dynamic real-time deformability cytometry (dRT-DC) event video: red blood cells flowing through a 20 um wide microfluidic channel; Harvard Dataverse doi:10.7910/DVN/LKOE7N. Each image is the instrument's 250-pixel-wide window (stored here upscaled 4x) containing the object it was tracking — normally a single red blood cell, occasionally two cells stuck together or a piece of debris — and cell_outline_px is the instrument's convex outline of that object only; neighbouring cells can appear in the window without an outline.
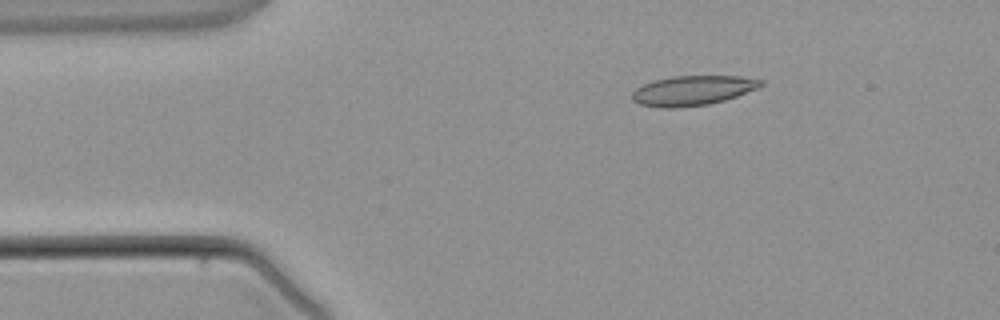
{"species": "common noctule bat (a hibernating species)", "species_latin": "Nyctalus noctula", "temperature_condition": "warm", "stored_images_in_passage": 3, "camera_frame_rate_fps": 3000, "um_per_image_px": 0.085, "animal": {"sex": "male", "body_mass_g": 21.5, "forearm_length_mm": 52.0}, "frame": {"image": 1, "passage_image": 2, "time_ms": 1.333, "image_size_px": [1000, 320], "cell_outline_px": [[764, 84], [756, 88], [736, 96], [724, 100], [708, 104], [672, 108], [660, 108], [640, 104], [632, 100], [632, 92], [636, 88], [644, 84], [656, 80], [672, 76], [740, 76], [764, 80]], "centroid_in_image_um": [58.86, 7.69], "position_along_channel_um": 26.1, "area_um2": 22.14}}